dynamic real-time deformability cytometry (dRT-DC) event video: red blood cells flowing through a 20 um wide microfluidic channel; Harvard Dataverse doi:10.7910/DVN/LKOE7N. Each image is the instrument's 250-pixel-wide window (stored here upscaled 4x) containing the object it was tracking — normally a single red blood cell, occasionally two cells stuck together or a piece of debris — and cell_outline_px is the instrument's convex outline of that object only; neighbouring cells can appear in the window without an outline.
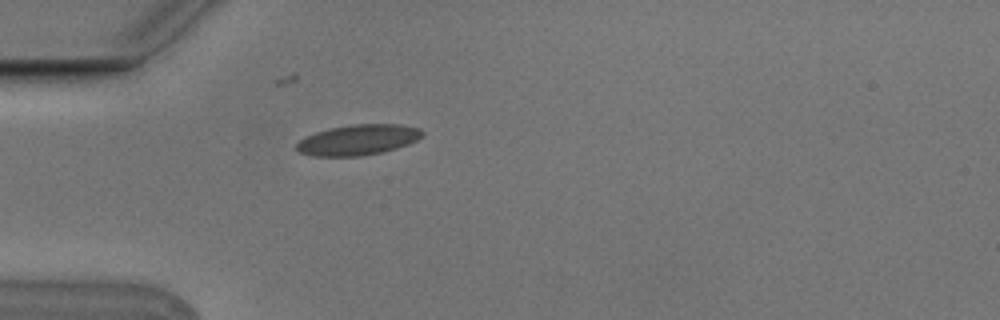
{"species": "Egyptian fruit bat (a non-hibernating species)", "species_latin": "Rousettus aegyptiacus", "temperature_condition": "cold", "stored_images_in_passage": 5, "camera_frame_rate_fps": 3000, "um_per_image_px": 0.085, "animal": {"sex": "male"}, "frame": {"image": 1, "passage_image": 5, "time_ms": 1.333, "image_size_px": [1000, 320], "cell_outline_px": [[424, 132], [416, 140], [408, 144], [384, 152], [360, 156], [312, 156], [300, 152], [296, 148], [296, 144], [300, 140], [316, 132], [328, 128], [352, 124], [400, 124], [420, 128]], "centroid_in_image_um": [30.44, 11.88], "position_along_channel_um": 54.6, "area_um2": 22.31}}